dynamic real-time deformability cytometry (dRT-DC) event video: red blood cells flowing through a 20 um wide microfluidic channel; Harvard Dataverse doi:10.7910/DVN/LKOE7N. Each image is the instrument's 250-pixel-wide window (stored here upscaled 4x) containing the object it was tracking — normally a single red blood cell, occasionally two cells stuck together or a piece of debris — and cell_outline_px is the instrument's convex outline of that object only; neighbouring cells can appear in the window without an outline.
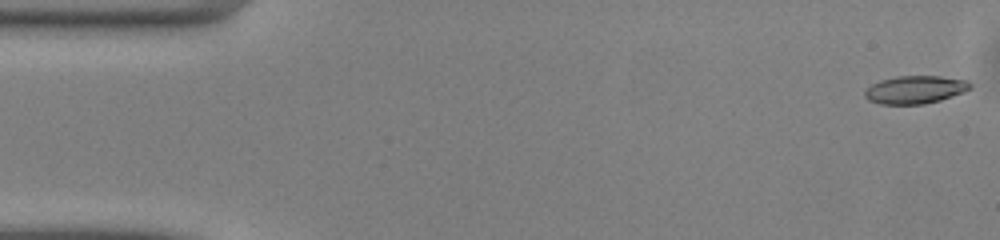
{"species": "common noctule bat (a hibernating species)", "species_latin": "Nyctalus noctula", "temperature_condition": "warm", "stored_images_in_passage": 15, "camera_frame_rate_fps": 3000, "um_per_image_px": 0.085, "animal": {"sex": "male", "body_mass_g": 13.0, "forearm_length_mm": 53.1}, "frame": {"image": 1, "passage_image": 1, "time_ms": 0.0, "image_size_px": [1000, 240], "cell_outline_px": [[972, 88], [964, 92], [940, 100], [924, 104], [880, 104], [868, 100], [864, 96], [864, 92], [872, 84], [880, 80], [896, 76], [940, 76], [968, 80], [972, 84]], "centroid_in_image_um": [77.8, 7.62], "position_along_channel_um": 7.2, "area_um2": 17.22}}
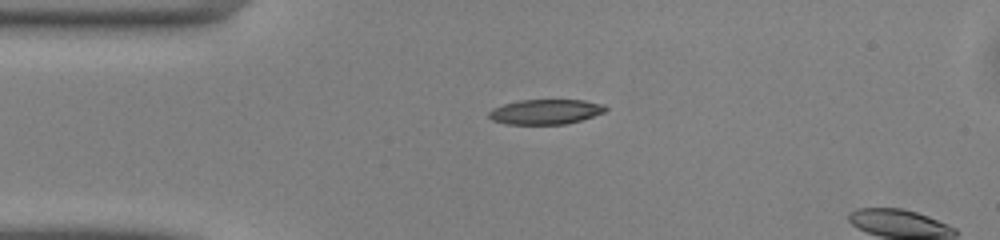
{"frame": {"image": 2, "passage_image": 11, "time_ms": 3.333, "image_size_px": [1000, 240], "cell_outline_px": [[608, 108], [604, 112], [580, 120], [564, 124], [508, 124], [492, 120], [488, 116], [488, 112], [492, 108], [504, 104], [520, 100], [584, 100], [604, 104]], "centroid_in_image_um": [46.36, 9.49], "position_along_channel_um": 38.6, "area_um2": 16.88}}